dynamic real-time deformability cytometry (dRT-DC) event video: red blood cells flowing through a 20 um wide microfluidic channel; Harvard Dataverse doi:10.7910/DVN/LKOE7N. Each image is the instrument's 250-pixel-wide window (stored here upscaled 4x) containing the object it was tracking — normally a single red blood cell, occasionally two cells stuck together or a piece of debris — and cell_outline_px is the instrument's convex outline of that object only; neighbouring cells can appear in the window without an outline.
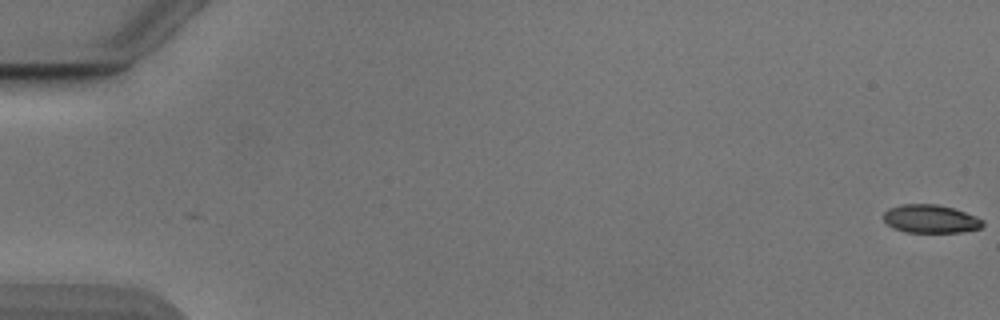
{"species": "Egyptian fruit bat (a non-hibernating species)", "species_latin": "Rousettus aegyptiacus", "temperature_condition": "cold", "stored_images_in_passage": 2, "camera_frame_rate_fps": 3000, "um_per_image_px": 0.085, "animal": {"sex": "male"}, "frame": {"image": 1, "passage_image": 1, "time_ms": 0.0, "image_size_px": [1000, 320], "cell_outline_px": [[984, 224], [980, 228], [960, 232], [904, 232], [892, 228], [884, 220], [884, 212], [888, 208], [900, 204], [936, 204], [952, 208], [976, 216], [984, 220]], "centroid_in_image_um": [79.08, 18.6], "position_along_channel_um": 5.9, "area_um2": 16.36}}